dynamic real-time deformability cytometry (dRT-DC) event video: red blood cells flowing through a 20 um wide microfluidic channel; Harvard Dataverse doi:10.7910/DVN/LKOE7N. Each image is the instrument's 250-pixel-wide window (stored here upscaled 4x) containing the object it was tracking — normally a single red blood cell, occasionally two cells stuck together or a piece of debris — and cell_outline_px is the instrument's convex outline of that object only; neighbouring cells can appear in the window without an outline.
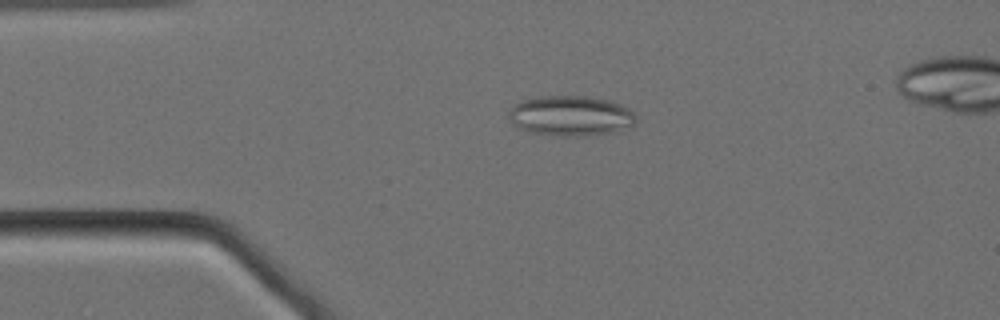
{"species": "Egyptian fruit bat (a non-hibernating species)", "species_latin": "Rousettus aegyptiacus", "temperature_condition": "cold", "stored_images_in_passage": 56, "camera_frame_rate_fps": 3000, "um_per_image_px": 0.085, "animal": {"sex": "female"}, "frame": {"image": 1, "passage_image": 12, "time_ms": 3.667, "image_size_px": [1000, 320], "cell_outline_px": [[636, 124], [628, 128], [612, 132], [584, 136], [556, 136], [532, 132], [520, 128], [512, 124], [508, 116], [508, 112], [520, 100], [540, 96], [588, 96], [608, 100], [620, 104], [628, 108], [636, 116]], "centroid_in_image_um": [48.52, 9.84], "position_along_channel_um": 36.5, "area_um2": 29.94}}
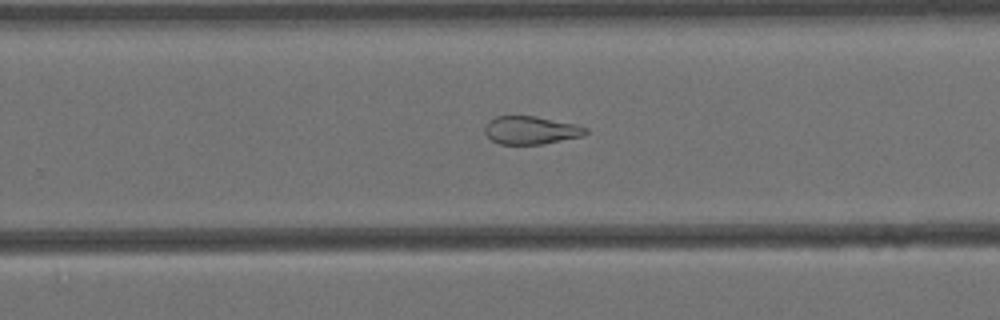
{"frame": {"image": 2, "passage_image": 36, "time_ms": 11.667, "image_size_px": [1000, 320], "cell_outline_px": [[588, 132], [584, 136], [540, 144], [500, 144], [492, 140], [484, 132], [484, 128], [488, 120], [496, 116], [536, 116], [576, 124], [588, 128]], "centroid_in_image_um": [45.13, 11.06], "position_along_channel_um": 284.7, "area_um2": 16.53}}
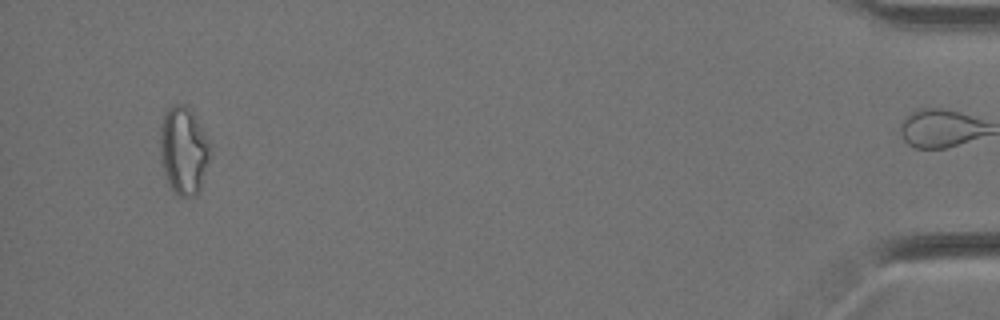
{"frame": {"image": 3, "passage_image": 55, "time_ms": 18.0, "image_size_px": [1000, 320], "cell_outline_px": [[212, 152], [200, 188], [196, 196], [176, 196], [168, 184], [164, 176], [160, 164], [160, 124], [164, 112], [172, 104], [184, 104], [192, 112]], "centroid_in_image_um": [15.55, 12.83], "position_along_channel_um": 419.6, "area_um2": 25.72}, "authors_computed_cell_mechanics": {"area_um2": 21.4727, "velocity_mm_per_s": 3.4315, "shape_relaxation_time_tau1_ms": null, "shape_relaxation_time_tau2_ms": 3.0051, "deformation_change_tau1": null, "deformation_change_tau2": 0.1059}}